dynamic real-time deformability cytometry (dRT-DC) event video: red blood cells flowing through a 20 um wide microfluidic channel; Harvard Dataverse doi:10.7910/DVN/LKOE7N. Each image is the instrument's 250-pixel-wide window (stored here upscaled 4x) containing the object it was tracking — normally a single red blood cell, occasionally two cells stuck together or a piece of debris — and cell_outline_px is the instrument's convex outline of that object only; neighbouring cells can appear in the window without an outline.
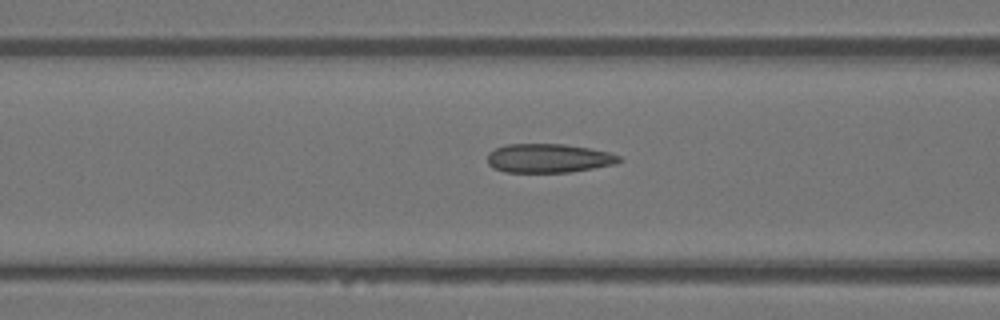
{"species": "Egyptian fruit bat (a non-hibernating species)", "species_latin": "Rousettus aegyptiacus", "temperature_condition": "warm", "stored_images_in_passage": 17, "camera_frame_rate_fps": 3000, "um_per_image_px": 0.085, "animal": {"sex": "female"}, "frame": {"image": 1, "passage_image": 15, "time_ms": 4.667, "image_size_px": [1000, 320], "cell_outline_px": [[624, 160], [616, 164], [568, 172], [504, 172], [492, 168], [488, 164], [488, 152], [504, 144], [564, 144], [588, 148], [608, 152], [620, 156]], "centroid_in_image_um": [46.61, 13.45], "position_along_channel_um": 120.0, "area_um2": 22.25}}